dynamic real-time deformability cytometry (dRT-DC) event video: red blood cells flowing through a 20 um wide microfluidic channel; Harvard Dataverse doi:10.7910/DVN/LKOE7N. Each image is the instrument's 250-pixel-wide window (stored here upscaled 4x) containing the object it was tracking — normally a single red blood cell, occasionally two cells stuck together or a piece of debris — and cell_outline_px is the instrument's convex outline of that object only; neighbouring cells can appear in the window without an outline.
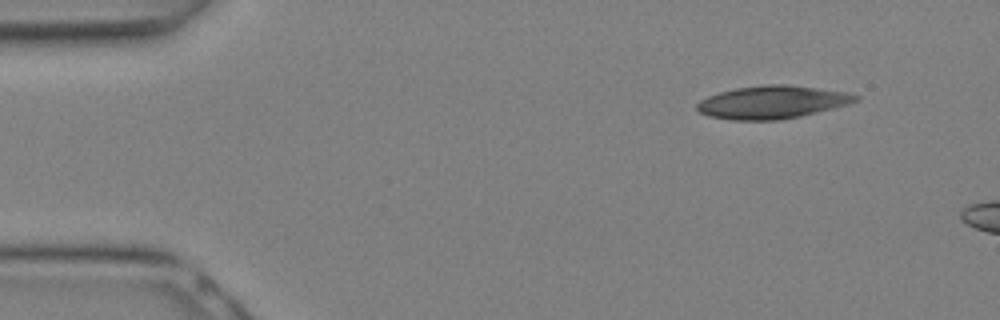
{"species": "Egyptian fruit bat (a non-hibernating species)", "species_latin": "Rousettus aegyptiacus", "temperature_condition": "warm", "stored_images_in_passage": 4, "camera_frame_rate_fps": 3000, "um_per_image_px": 0.085, "animal": {"sex": "female"}, "frame": {"image": 1, "passage_image": 1, "time_ms": 0.0, "image_size_px": [1000, 320], "cell_outline_px": [[860, 100], [848, 104], [800, 116], [780, 120], [732, 120], [708, 116], [700, 112], [696, 108], [696, 104], [700, 100], [708, 96], [720, 92], [736, 88], [764, 84], [788, 84], [848, 92], [860, 96]], "centroid_in_image_um": [65.64, 8.68], "position_along_channel_um": 19.4, "area_um2": 30.46}}